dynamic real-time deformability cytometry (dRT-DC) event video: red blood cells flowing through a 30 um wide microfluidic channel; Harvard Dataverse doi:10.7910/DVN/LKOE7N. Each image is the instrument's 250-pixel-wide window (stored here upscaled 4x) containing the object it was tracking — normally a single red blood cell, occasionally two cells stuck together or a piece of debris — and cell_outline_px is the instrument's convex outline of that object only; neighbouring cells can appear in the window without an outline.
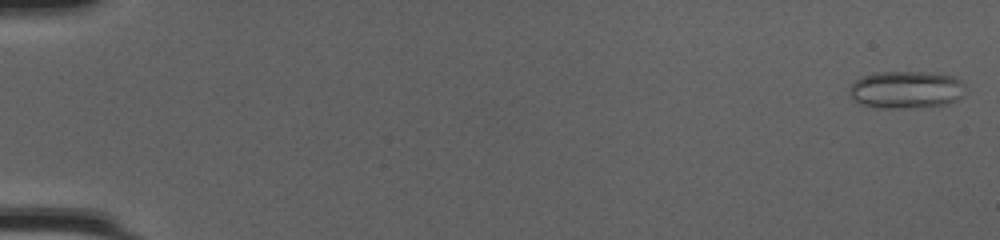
{"species": "common noctule bat (a hibernating species)", "species_latin": "Nyctalus noctula", "temperature_condition": "cold", "stored_images_in_passage": 49, "camera_frame_rate_fps": 3000, "um_per_image_px": 0.085, "animal": {"sex": "female", "body_mass_g": 20.0, "forearm_length_mm": 54.0}, "frame": {"image": 1, "passage_image": 1, "time_ms": 0.0, "image_size_px": [1000, 240], "cell_outline_px": [[968, 92], [964, 96], [948, 104], [928, 108], [876, 108], [860, 104], [852, 100], [848, 96], [848, 88], [856, 80], [872, 72], [928, 72], [956, 76], [964, 84]], "centroid_in_image_um": [77.05, 7.64], "position_along_channel_um": 7.9, "area_um2": 26.24}}
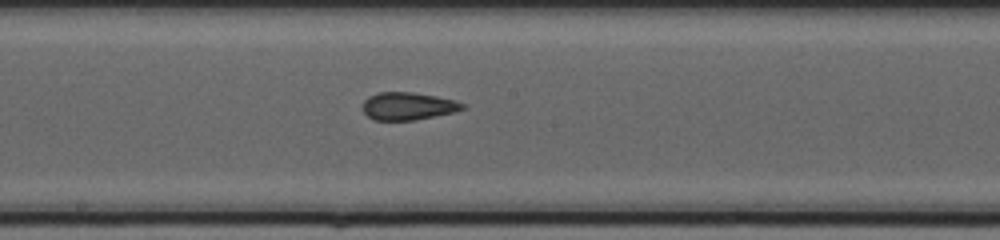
{"frame": {"image": 2, "passage_image": 28, "time_ms": 9.0, "image_size_px": [1000, 240], "cell_outline_px": [[464, 108], [456, 112], [412, 120], [372, 120], [360, 108], [364, 100], [368, 96], [380, 92], [412, 92], [436, 96], [456, 100], [464, 104]], "centroid_in_image_um": [34.64, 9.02], "position_along_channel_um": 213.6, "area_um2": 16.18}}
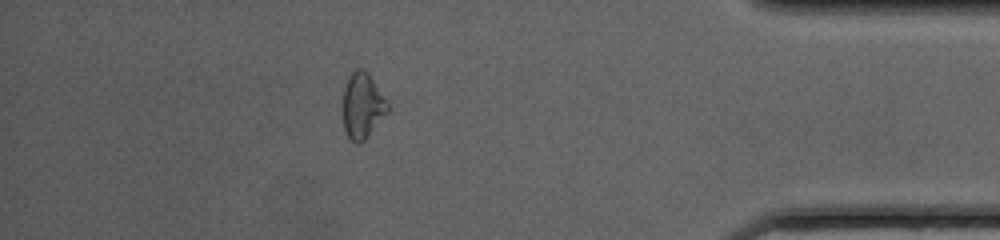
{"frame": {"image": 3, "passage_image": 44, "time_ms": 14.333, "image_size_px": [1000, 240], "cell_outline_px": [[388, 112], [364, 140], [360, 144], [356, 144], [348, 136], [344, 128], [344, 88], [348, 76], [356, 68], [364, 68], [368, 72], [388, 100]], "centroid_in_image_um": [30.83, 8.95], "position_along_channel_um": 404.4, "area_um2": 17.11}, "authors_computed_cell_mechanics": {"area_um2": 17.1666, "velocity_mm_per_s": 4.244, "shape_relaxation_time_tau1_ms": null, "shape_relaxation_time_tau2_ms": 1.4541, "deformation_change_tau1": null, "deformation_change_tau2": 0.0858}}